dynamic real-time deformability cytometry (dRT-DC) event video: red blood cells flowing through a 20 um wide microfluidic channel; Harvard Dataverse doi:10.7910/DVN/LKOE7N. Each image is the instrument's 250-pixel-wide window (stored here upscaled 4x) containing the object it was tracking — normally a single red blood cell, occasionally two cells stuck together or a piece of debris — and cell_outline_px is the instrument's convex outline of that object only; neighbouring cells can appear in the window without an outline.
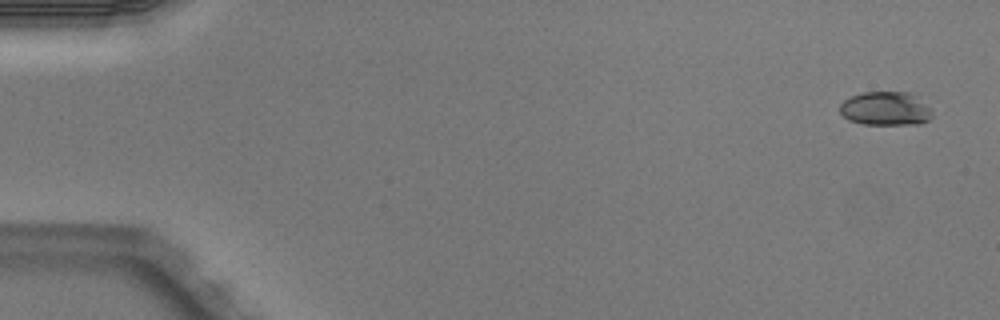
{"species": "Egyptian fruit bat (a non-hibernating species)", "species_latin": "Rousettus aegyptiacus", "temperature_condition": "warm", "stored_images_in_passage": 4, "camera_frame_rate_fps": 3000, "um_per_image_px": 0.085, "animal": {"sex": "male"}, "frame": {"image": 1, "passage_image": 1, "time_ms": 0.0, "image_size_px": [1000, 320], "cell_outline_px": [[932, 116], [928, 120], [920, 124], [864, 124], [848, 120], [840, 112], [840, 104], [844, 100], [852, 96], [864, 92], [908, 92], [916, 96], [932, 108]], "centroid_in_image_um": [75.3, 9.23], "position_along_channel_um": 9.7, "area_um2": 18.21}}